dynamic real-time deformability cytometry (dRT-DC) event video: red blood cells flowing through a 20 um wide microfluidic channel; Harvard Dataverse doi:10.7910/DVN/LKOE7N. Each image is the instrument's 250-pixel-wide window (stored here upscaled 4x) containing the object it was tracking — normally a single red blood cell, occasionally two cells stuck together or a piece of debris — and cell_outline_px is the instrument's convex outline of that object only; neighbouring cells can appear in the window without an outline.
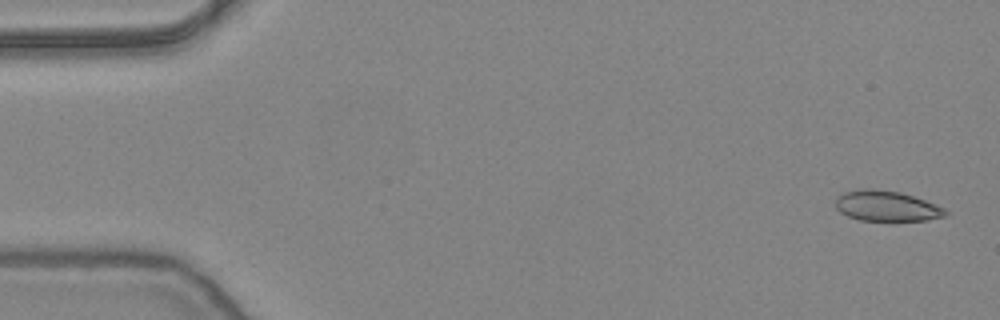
{"species": "common noctule bat (a hibernating species)", "species_latin": "Nyctalus noctula", "temperature_condition": "warm", "stored_images_in_passage": 54, "camera_frame_rate_fps": 3000, "um_per_image_px": 0.085, "animal": {"sex": "female", "body_mass_g": 24.6, "forearm_length_mm": 56.2}, "frame": {"image": 1, "passage_image": 2, "time_ms": 0.333, "image_size_px": [1000, 320], "cell_outline_px": [[948, 212], [944, 216], [928, 220], [860, 220], [848, 216], [840, 212], [836, 208], [836, 196], [844, 192], [864, 188], [872, 188], [900, 192], [924, 200], [944, 208]], "centroid_in_image_um": [75.32, 17.5], "position_along_channel_um": 9.7, "area_um2": 19.31}}
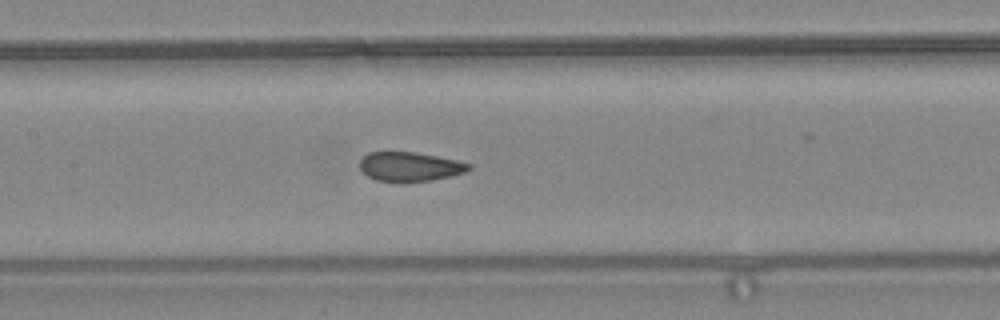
{"frame": {"image": 2, "passage_image": 25, "time_ms": 8.0, "image_size_px": [1000, 320], "cell_outline_px": [[472, 168], [464, 172], [432, 180], [404, 184], [400, 184], [376, 180], [368, 176], [360, 168], [360, 160], [368, 152], [412, 152], [436, 156], [456, 160], [472, 164]], "centroid_in_image_um": [34.81, 14.19], "position_along_channel_um": 172.6, "area_um2": 18.84}}
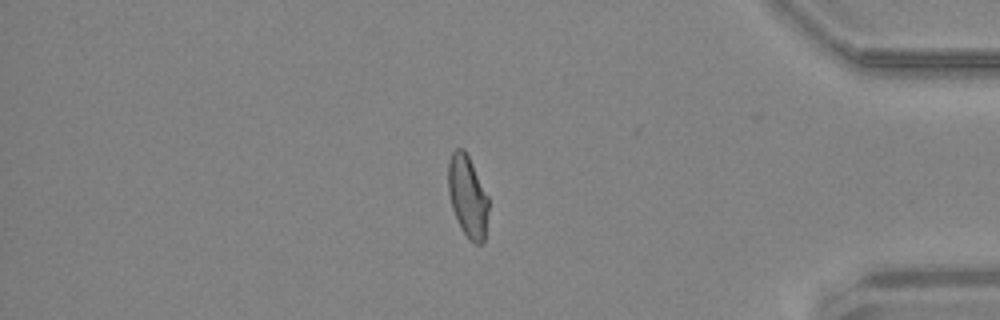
{"frame": {"image": 3, "passage_image": 45, "time_ms": 14.667, "image_size_px": [1000, 320], "cell_outline_px": [[488, 208], [484, 240], [480, 244], [476, 244], [460, 228], [452, 208], [448, 192], [448, 164], [452, 152], [456, 148], [464, 148], [488, 196]], "centroid_in_image_um": [39.73, 16.66], "position_along_channel_um": 395.5, "area_um2": 18.9}, "authors_computed_cell_mechanics": {"area_um2": 19.652, "velocity_mm_per_s": 3.8493, "shape_relaxation_time_tau1_ms": 9.7306, "shape_relaxation_time_tau2_ms": 0.6692, "deformation_change_tau1": 0.1945, "deformation_change_tau2": 0.0531}}